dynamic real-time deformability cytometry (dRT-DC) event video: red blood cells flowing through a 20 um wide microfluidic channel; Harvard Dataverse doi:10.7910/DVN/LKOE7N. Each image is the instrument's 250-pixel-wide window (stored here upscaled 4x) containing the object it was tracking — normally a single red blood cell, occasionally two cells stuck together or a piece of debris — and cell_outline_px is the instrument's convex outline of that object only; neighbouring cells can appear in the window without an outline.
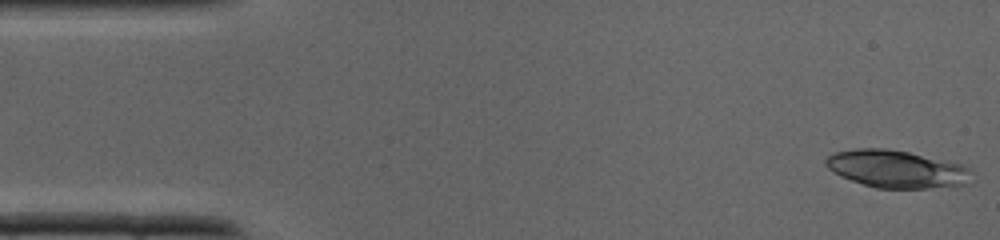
{"species": "common noctule bat (a hibernating species)", "species_latin": "Nyctalus noctula", "temperature_condition": "cold", "stored_images_in_passage": 24, "camera_frame_rate_fps": 3000, "um_per_image_px": 0.085, "animal": {"sex": "male", "body_mass_g": 19.0, "forearm_length_mm": 50.8}, "frame": {"image": 1, "passage_image": 1, "time_ms": 0.0, "image_size_px": [1000, 240], "cell_outline_px": [[972, 172], [968, 184], [956, 188], [876, 188], [840, 176], [832, 172], [824, 164], [824, 160], [828, 156], [836, 152], [856, 148], [884, 148], [908, 152], [960, 164], [968, 168]], "centroid_in_image_um": [76.23, 14.38], "position_along_channel_um": 8.8, "area_um2": 32.08}}
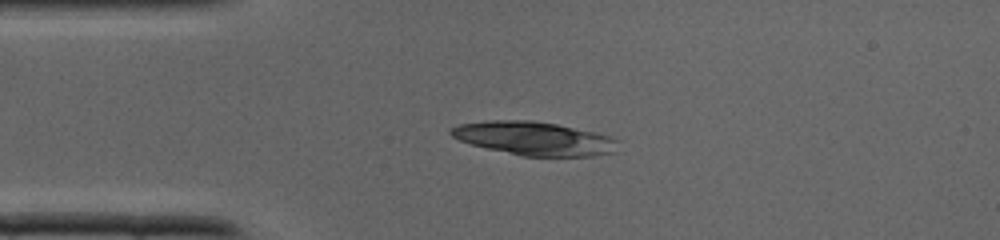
{"frame": {"image": 2, "passage_image": 8, "time_ms": 2.333, "image_size_px": [1000, 240], "cell_outline_px": [[620, 140], [616, 152], [592, 156], [524, 156], [488, 148], [472, 144], [460, 140], [452, 136], [448, 132], [448, 128], [460, 124], [488, 120], [532, 120], [556, 124], [592, 132], [608, 136]], "centroid_in_image_um": [45.41, 11.76], "position_along_channel_um": 39.6, "area_um2": 32.48}}